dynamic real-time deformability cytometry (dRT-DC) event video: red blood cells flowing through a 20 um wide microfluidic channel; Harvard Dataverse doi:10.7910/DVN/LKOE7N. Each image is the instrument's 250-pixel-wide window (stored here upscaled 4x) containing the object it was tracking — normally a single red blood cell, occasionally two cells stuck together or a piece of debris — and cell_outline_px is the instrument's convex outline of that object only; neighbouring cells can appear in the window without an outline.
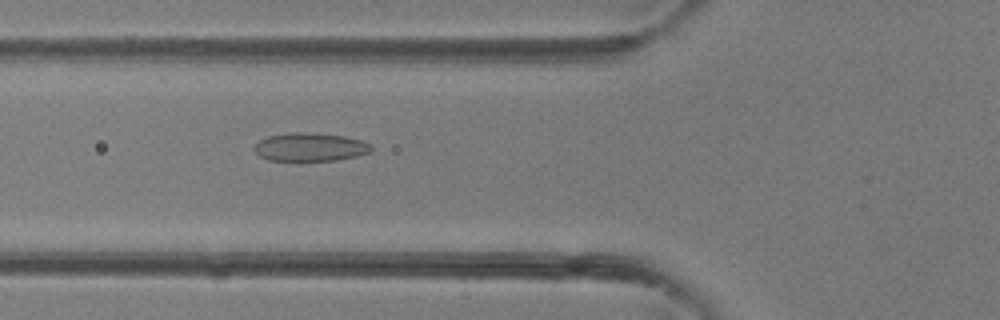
{"species": "common noctule bat (a hibernating species)", "species_latin": "Nyctalus noctula", "temperature_condition": "room temperature", "stored_images_in_passage": 23, "camera_frame_rate_fps": 3000, "um_per_image_px": 0.085, "animal": {"sex": "female"}, "frame": {"image": 1, "passage_image": 14, "time_ms": 4.333, "image_size_px": [1000, 320], "cell_outline_px": [[372, 148], [368, 152], [356, 156], [336, 160], [268, 160], [260, 156], [256, 152], [256, 144], [260, 140], [268, 136], [292, 132], [304, 132], [344, 136], [360, 140], [372, 144]], "centroid_in_image_um": [26.37, 12.49], "position_along_channel_um": 99.4, "area_um2": 18.96}}
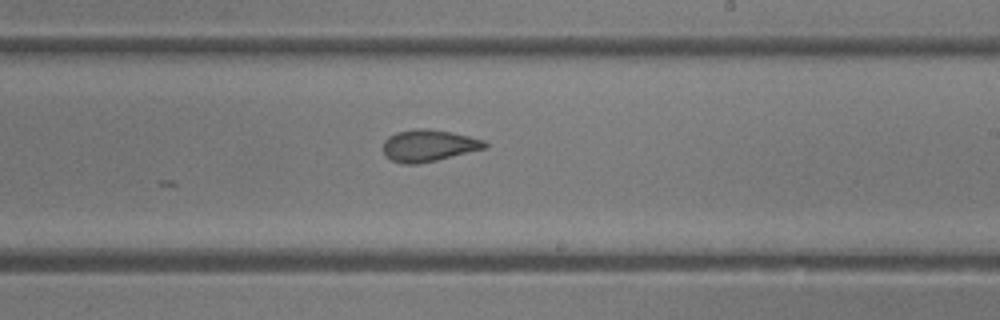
{"frame": {"image": 2, "passage_image": 23, "time_ms": 7.333, "image_size_px": [1000, 320], "cell_outline_px": [[488, 148], [436, 160], [416, 164], [404, 164], [392, 160], [384, 152], [384, 140], [388, 136], [396, 132], [416, 128], [428, 128], [452, 132], [484, 140], [488, 144]], "centroid_in_image_um": [36.46, 12.36], "position_along_channel_um": 252.5, "area_um2": 18.84}}